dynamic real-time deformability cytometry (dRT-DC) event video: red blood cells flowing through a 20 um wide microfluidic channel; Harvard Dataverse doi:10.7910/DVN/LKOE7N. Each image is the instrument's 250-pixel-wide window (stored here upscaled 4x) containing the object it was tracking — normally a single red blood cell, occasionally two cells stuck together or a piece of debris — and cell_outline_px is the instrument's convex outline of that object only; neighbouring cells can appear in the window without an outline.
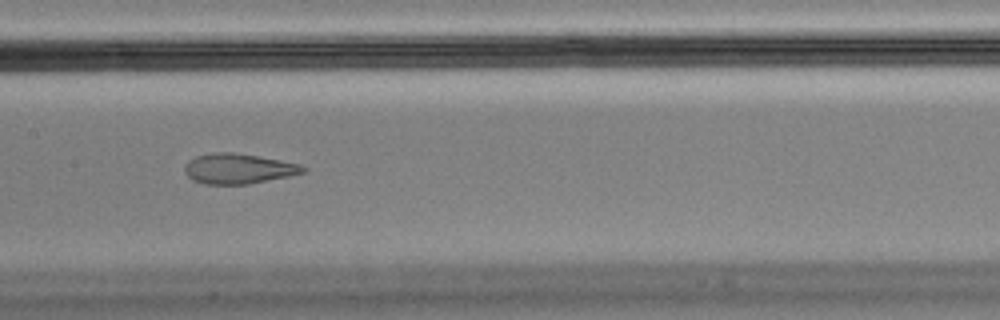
{"species": "Egyptian fruit bat (a non-hibernating species)", "species_latin": "Rousettus aegyptiacus", "temperature_condition": "cold", "stored_images_in_passage": 6, "camera_frame_rate_fps": 3000, "um_per_image_px": 0.085, "animal": {"sex": "male"}, "frame": {"image": 1, "passage_image": 4, "time_ms": 1.0, "image_size_px": [1000, 320], "cell_outline_px": [[308, 168], [304, 172], [288, 176], [248, 184], [204, 184], [192, 180], [184, 172], [184, 164], [188, 160], [196, 156], [212, 152], [232, 152], [280, 160], [300, 164]], "centroid_in_image_um": [20.22, 14.33], "position_along_channel_um": 187.2, "area_um2": 20.81}}